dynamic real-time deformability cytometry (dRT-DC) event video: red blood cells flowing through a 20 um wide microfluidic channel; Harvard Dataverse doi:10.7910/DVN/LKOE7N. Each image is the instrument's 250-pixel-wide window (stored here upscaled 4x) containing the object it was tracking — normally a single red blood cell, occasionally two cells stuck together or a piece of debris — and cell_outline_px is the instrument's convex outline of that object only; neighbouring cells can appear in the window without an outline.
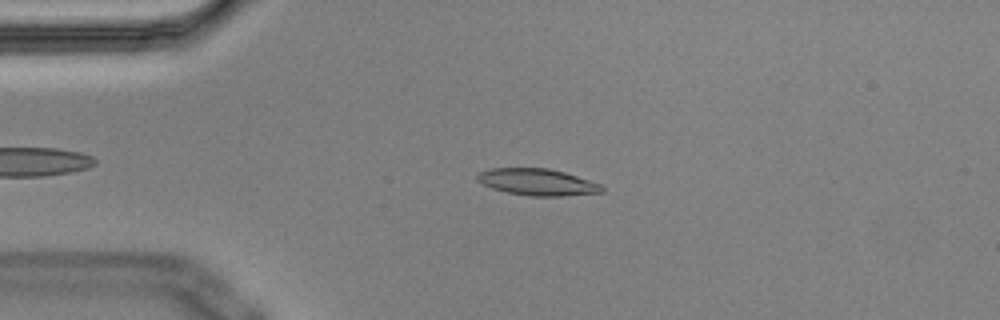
{"species": "Egyptian fruit bat (a non-hibernating species)", "species_latin": "Rousettus aegyptiacus", "temperature_condition": "cold", "stored_images_in_passage": 4, "camera_frame_rate_fps": 3000, "um_per_image_px": 0.085, "animal": {"sex": "male"}, "frame": {"image": 1, "passage_image": 3, "time_ms": 0.667, "image_size_px": [1000, 320], "cell_outline_px": [[604, 192], [560, 196], [532, 196], [508, 192], [492, 188], [476, 180], [476, 176], [480, 172], [488, 168], [548, 168], [564, 172], [600, 184], [604, 188]], "centroid_in_image_um": [45.66, 15.47], "position_along_channel_um": 39.3, "area_um2": 19.19}}